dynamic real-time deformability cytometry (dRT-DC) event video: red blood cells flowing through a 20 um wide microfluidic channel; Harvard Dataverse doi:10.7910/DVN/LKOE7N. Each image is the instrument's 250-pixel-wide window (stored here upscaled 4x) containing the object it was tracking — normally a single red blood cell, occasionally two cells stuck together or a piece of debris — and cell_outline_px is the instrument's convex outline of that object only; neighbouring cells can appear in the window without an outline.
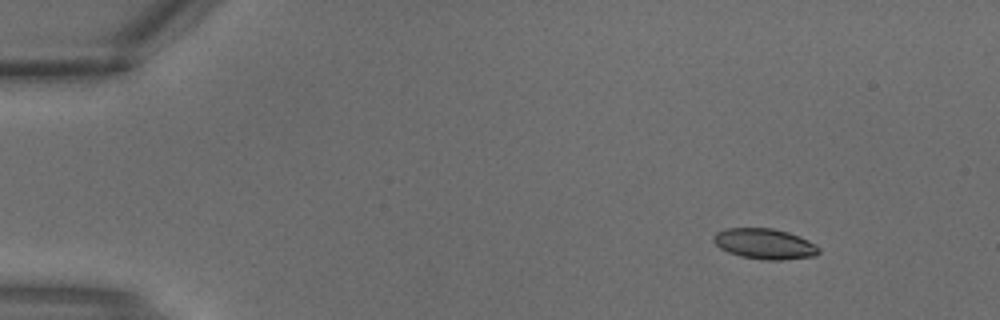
{"species": "common noctule bat (a hibernating species)", "species_latin": "Nyctalus noctula", "temperature_condition": "warm", "stored_images_in_passage": 3, "camera_frame_rate_fps": 3000, "um_per_image_px": 0.085, "animal": {"sex": "male", "body_mass_g": 18.8}, "frame": {"image": 1, "passage_image": 1, "time_ms": 0.0, "image_size_px": [1000, 320], "cell_outline_px": [[820, 252], [816, 256], [784, 260], [764, 260], [740, 256], [728, 252], [720, 248], [712, 240], [712, 236], [716, 232], [724, 228], [772, 228], [788, 232], [800, 236], [816, 244], [820, 248]], "centroid_in_image_um": [65.0, 20.73], "position_along_channel_um": 20.0, "area_um2": 19.02}}
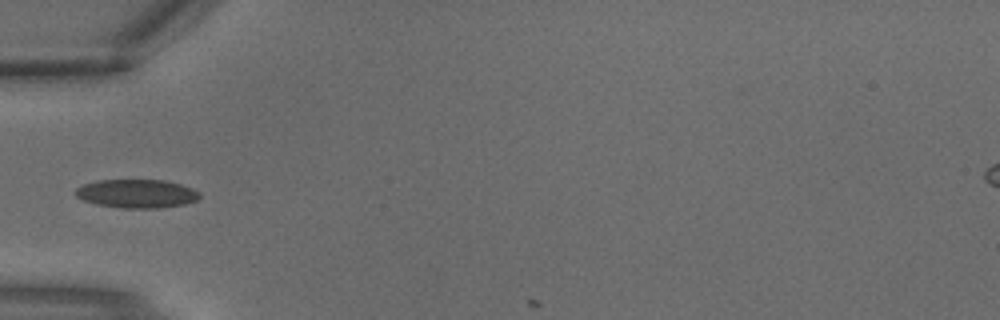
{"frame": {"image": 2, "passage_image": 3, "time_ms": 0.667, "image_size_px": [1000, 320], "cell_outline_px": [[200, 196], [196, 200], [184, 204], [160, 208], [120, 208], [96, 204], [84, 200], [76, 196], [76, 188], [84, 184], [100, 180], [164, 180], [180, 184], [192, 188], [200, 192]], "centroid_in_image_um": [11.63, 16.46], "position_along_channel_um": 73.4, "area_um2": 20.58}}